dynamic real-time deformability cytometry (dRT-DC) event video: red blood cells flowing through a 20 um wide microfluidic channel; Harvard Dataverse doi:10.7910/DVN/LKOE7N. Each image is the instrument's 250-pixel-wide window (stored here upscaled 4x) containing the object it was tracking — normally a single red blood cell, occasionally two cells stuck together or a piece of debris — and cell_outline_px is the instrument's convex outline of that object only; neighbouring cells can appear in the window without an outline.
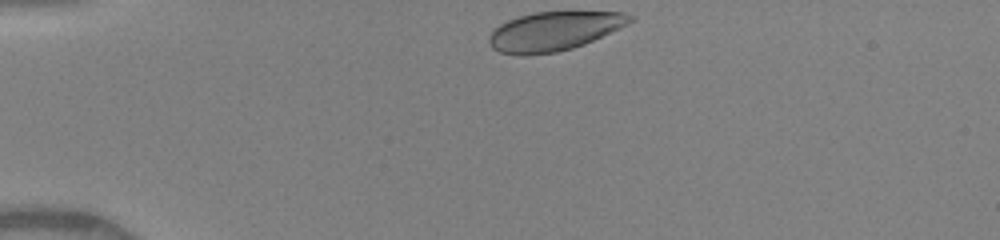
{"species": "human", "species_latin": "Homo sapiens", "temperature_condition": "warm", "stored_images_in_passage": 34, "camera_frame_rate_fps": 3000, "um_per_image_px": 0.085, "donor": {"sex": "female"}, "frame": {"image": 1, "passage_image": 1, "time_ms": 0.0, "image_size_px": [1000, 240], "cell_outline_px": [[632, 20], [584, 44], [572, 48], [556, 52], [500, 52], [492, 48], [488, 40], [492, 32], [500, 24], [508, 20], [520, 16], [536, 12], [620, 12], [632, 16]], "centroid_in_image_um": [47.06, 2.61], "position_along_channel_um": 37.9, "area_um2": 30.46}}
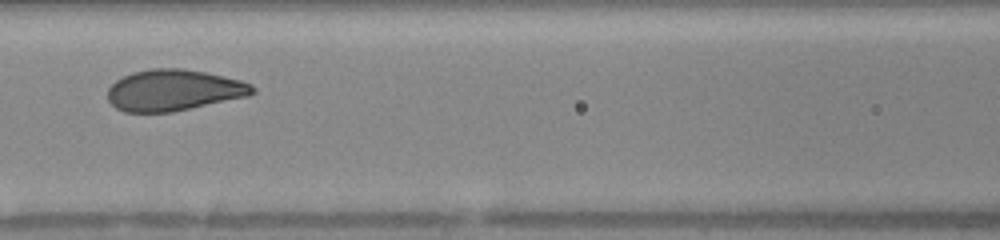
{"frame": {"image": 2, "passage_image": 13, "time_ms": 4.0, "image_size_px": [1000, 240], "cell_outline_px": [[256, 92], [248, 96], [172, 112], [124, 112], [116, 108], [108, 100], [108, 88], [116, 80], [132, 72], [152, 68], [180, 68], [204, 72], [224, 76], [240, 80], [252, 84], [256, 88]], "centroid_in_image_um": [14.77, 7.66], "position_along_channel_um": 151.8, "area_um2": 34.8}}
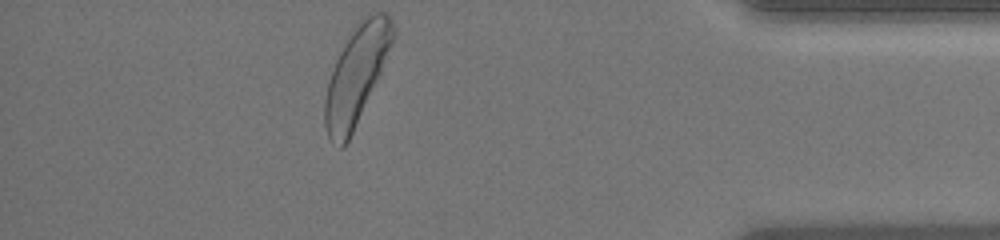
{"frame": {"image": 3, "passage_image": 34, "time_ms": 11.0, "image_size_px": [1000, 240], "cell_outline_px": [[396, 32], [380, 72], [352, 132], [344, 148], [340, 148], [328, 136], [324, 124], [324, 100], [328, 80], [336, 60], [352, 28], [368, 12], [384, 12], [392, 20]], "centroid_in_image_um": [30.27, 6.32], "position_along_channel_um": 404.9, "area_um2": 37.97}, "authors_computed_cell_mechanics": {"area_um2": 34.969, "velocity_mm_per_s": 4.0931, "shape_relaxation_time_tau1_ms": 2.1118, "shape_relaxation_time_tau2_ms": null, "deformation_change_tau1": 0.1358, "deformation_change_tau2": null}}